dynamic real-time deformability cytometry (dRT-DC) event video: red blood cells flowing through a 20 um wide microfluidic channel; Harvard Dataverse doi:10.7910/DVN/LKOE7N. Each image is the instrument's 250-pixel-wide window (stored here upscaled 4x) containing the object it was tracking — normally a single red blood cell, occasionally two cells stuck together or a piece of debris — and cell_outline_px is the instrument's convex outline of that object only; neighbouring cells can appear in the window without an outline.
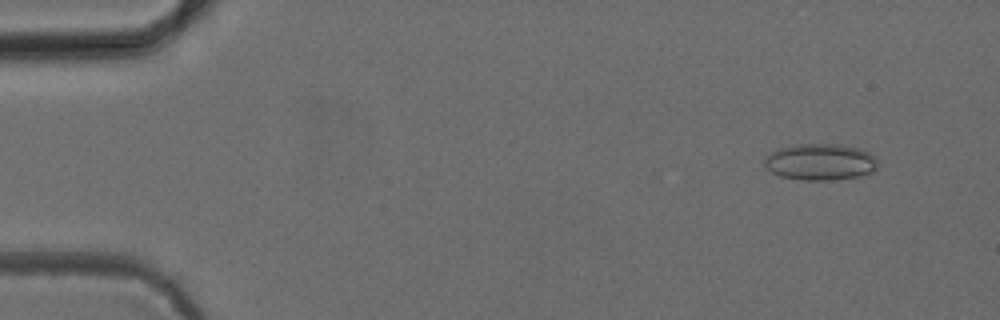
{"species": "common noctule bat (a hibernating species)", "species_latin": "Nyctalus noctula", "temperature_condition": "cold", "stored_images_in_passage": 5, "camera_frame_rate_fps": 3000, "um_per_image_px": 0.085, "animal": {"sex": "female", "body_mass_g": 24.6, "forearm_length_mm": 56.2}, "frame": {"image": 1, "passage_image": 2, "time_ms": 1.333, "image_size_px": [1000, 320], "cell_outline_px": [[876, 168], [872, 172], [856, 176], [832, 180], [800, 180], [780, 176], [772, 172], [764, 164], [764, 156], [788, 144], [840, 144], [860, 148], [876, 156]], "centroid_in_image_um": [69.7, 13.75], "position_along_channel_um": 15.3, "area_um2": 24.22}}